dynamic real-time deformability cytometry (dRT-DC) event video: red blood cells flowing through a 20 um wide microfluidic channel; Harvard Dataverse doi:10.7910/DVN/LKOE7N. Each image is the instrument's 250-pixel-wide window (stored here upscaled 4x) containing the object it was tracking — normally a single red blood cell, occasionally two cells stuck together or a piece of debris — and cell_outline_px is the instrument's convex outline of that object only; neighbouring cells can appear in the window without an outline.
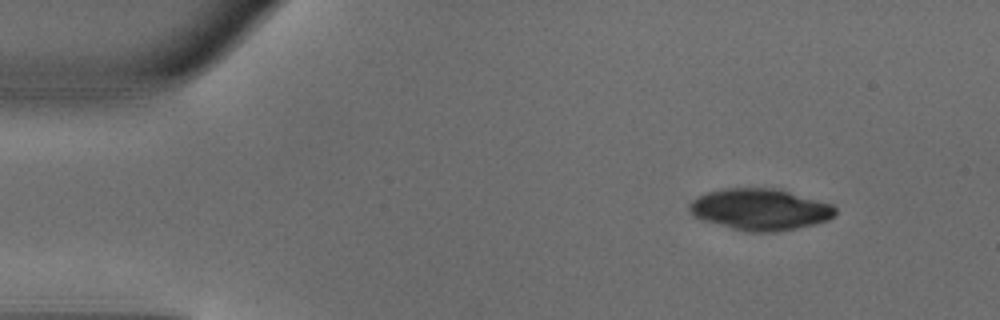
{"species": "common noctule bat (a hibernating species)", "species_latin": "Nyctalus noctula", "temperature_condition": "warm", "stored_images_in_passage": 43, "camera_frame_rate_fps": 3000, "um_per_image_px": 0.085, "animal": {"sex": "male", "body_mass_g": 18.8}, "frame": {"image": 1, "passage_image": 1, "time_ms": 0.0, "image_size_px": [1000, 320], "cell_outline_px": [[836, 216], [828, 220], [796, 228], [776, 232], [748, 232], [700, 220], [692, 216], [688, 208], [688, 204], [696, 196], [708, 192], [724, 188], [772, 188], [788, 192], [832, 204], [836, 208]], "centroid_in_image_um": [64.56, 17.81], "position_along_channel_um": 20.4, "area_um2": 35.26}}